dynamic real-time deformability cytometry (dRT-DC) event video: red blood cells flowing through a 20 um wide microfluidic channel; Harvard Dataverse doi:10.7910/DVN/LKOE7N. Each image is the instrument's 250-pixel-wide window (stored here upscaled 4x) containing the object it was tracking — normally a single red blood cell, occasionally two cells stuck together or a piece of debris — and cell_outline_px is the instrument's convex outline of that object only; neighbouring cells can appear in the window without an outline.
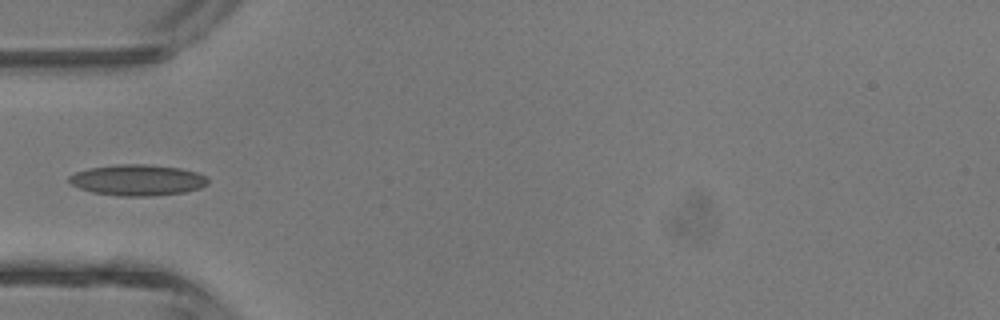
{"species": "common noctule bat (a hibernating species)", "species_latin": "Nyctalus noctula", "temperature_condition": "room temperature", "stored_images_in_passage": 2, "camera_frame_rate_fps": 3000, "um_per_image_px": 0.085, "animal": {"sex": "male", "body_mass_g": 13.3}, "frame": {"image": 1, "passage_image": 2, "time_ms": 1.0, "image_size_px": [1000, 320], "cell_outline_px": [[208, 184], [200, 188], [184, 192], [148, 196], [116, 196], [92, 192], [80, 188], [72, 184], [68, 180], [68, 176], [76, 172], [88, 168], [116, 164], [144, 164], [180, 168], [196, 172], [208, 176]], "centroid_in_image_um": [11.69, 15.3], "position_along_channel_um": 73.3, "area_um2": 25.14}}